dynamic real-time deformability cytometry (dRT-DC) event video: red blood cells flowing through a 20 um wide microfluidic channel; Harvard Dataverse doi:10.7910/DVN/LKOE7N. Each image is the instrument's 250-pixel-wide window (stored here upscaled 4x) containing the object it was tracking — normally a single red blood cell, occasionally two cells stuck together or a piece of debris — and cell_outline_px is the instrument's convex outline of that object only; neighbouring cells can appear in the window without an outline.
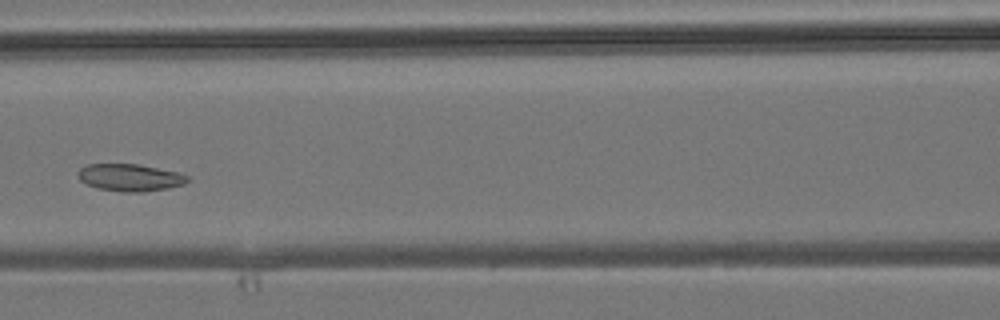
{"species": "common noctule bat (a hibernating species)", "species_latin": "Nyctalus noctula", "temperature_condition": "room temperature", "stored_images_in_passage": 6, "camera_frame_rate_fps": 3000, "um_per_image_px": 0.085, "animal": {"sex": "male", "body_mass_g": 19.2, "forearm_length_mm": 51.8}, "frame": {"image": 1, "passage_image": 5, "time_ms": 4.667, "image_size_px": [1000, 320], "cell_outline_px": [[188, 180], [184, 184], [168, 188], [144, 192], [124, 192], [96, 188], [80, 180], [76, 172], [84, 164], [136, 164], [176, 172], [188, 176]], "centroid_in_image_um": [11.0, 15.09], "position_along_channel_um": 155.6, "area_um2": 17.28}}
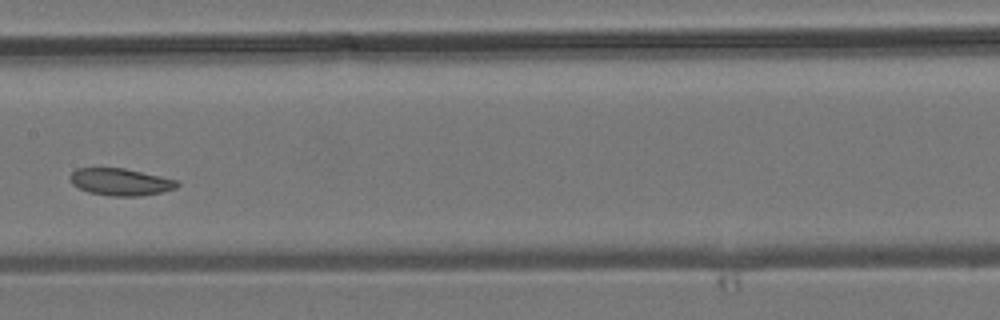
{"frame": {"image": 2, "passage_image": 6, "time_ms": 5.667, "image_size_px": [1000, 320], "cell_outline_px": [[180, 184], [176, 188], [160, 192], [140, 196], [112, 196], [88, 192], [72, 184], [68, 176], [76, 168], [124, 168], [180, 180]], "centroid_in_image_um": [10.26, 15.46], "position_along_channel_um": 197.1, "area_um2": 16.99}}